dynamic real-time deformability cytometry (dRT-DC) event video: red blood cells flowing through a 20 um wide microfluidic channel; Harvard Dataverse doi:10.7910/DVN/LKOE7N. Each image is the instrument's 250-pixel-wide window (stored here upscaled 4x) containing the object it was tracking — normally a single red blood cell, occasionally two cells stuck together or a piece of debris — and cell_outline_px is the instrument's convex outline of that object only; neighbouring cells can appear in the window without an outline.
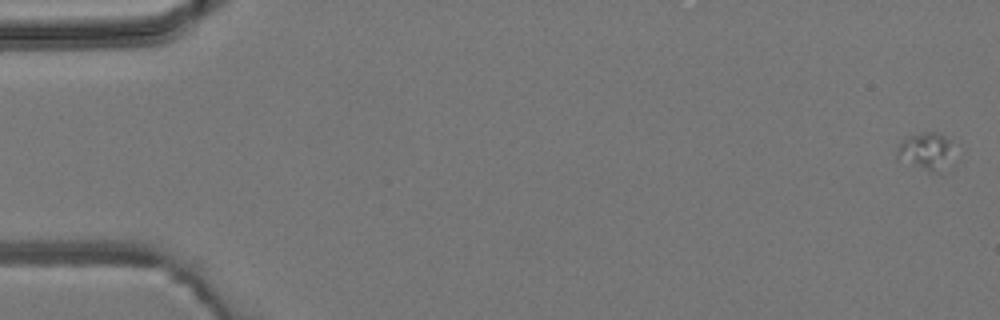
{"species": "common noctule bat (a hibernating species)", "species_latin": "Nyctalus noctula", "temperature_condition": "room temperature", "stored_images_in_passage": 4, "camera_frame_rate_fps": 3000, "um_per_image_px": 0.085, "animal": {"sex": "male", "body_mass_g": 19.2, "forearm_length_mm": 51.8}, "frame": {"image": 1, "passage_image": 1, "time_ms": 0.0, "image_size_px": [1000, 320], "cell_outline_px": [[952, 168], [940, 172], [932, 172], [896, 160], [896, 152], [900, 144], [908, 136], [924, 132], [940, 132], [948, 140]], "centroid_in_image_um": [78.7, 12.9], "position_along_channel_um": 6.3, "area_um2": 12.43}}